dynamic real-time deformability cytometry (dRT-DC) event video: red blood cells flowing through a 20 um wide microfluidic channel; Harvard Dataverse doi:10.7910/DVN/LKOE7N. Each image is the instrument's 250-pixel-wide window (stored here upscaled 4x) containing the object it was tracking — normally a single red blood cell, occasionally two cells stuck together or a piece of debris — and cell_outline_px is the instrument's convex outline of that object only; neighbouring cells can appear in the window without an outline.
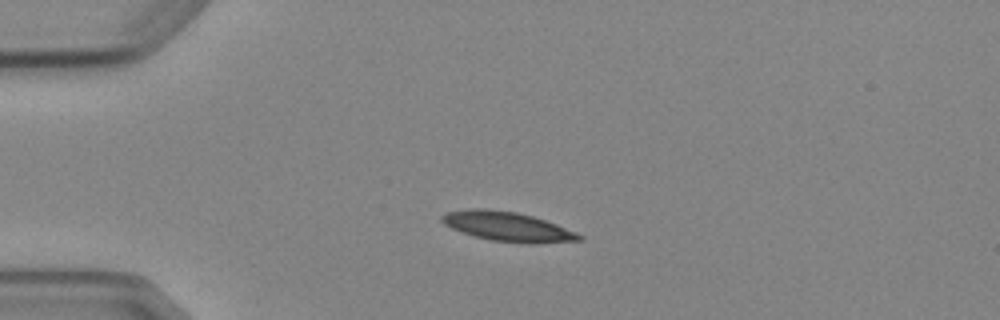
{"species": "Egyptian fruit bat (a non-hibernating species)", "species_latin": "Rousettus aegyptiacus", "temperature_condition": "cold", "stored_images_in_passage": 5, "camera_frame_rate_fps": 3000, "um_per_image_px": 0.085, "animal": {"sex": "female"}, "frame": {"image": 1, "passage_image": 3, "time_ms": 2.333, "image_size_px": [1000, 320], "cell_outline_px": [[584, 240], [532, 244], [492, 240], [476, 236], [452, 228], [444, 224], [440, 220], [440, 216], [448, 212], [468, 208], [484, 208], [516, 212], [532, 216], [556, 224], [576, 232], [584, 236]], "centroid_in_image_um": [43.16, 19.25], "position_along_channel_um": 41.8, "area_um2": 23.41}}
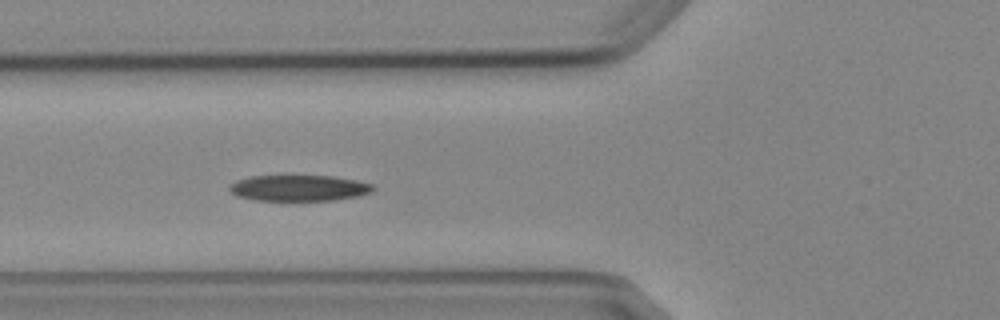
{"frame": {"image": 2, "passage_image": 5, "time_ms": 4.667, "image_size_px": [1000, 320], "cell_outline_px": [[376, 188], [372, 192], [356, 196], [332, 200], [256, 200], [236, 196], [228, 188], [236, 180], [248, 176], [332, 176], [356, 180], [372, 184]], "centroid_in_image_um": [25.4, 15.98], "position_along_channel_um": 100.4, "area_um2": 21.62}}